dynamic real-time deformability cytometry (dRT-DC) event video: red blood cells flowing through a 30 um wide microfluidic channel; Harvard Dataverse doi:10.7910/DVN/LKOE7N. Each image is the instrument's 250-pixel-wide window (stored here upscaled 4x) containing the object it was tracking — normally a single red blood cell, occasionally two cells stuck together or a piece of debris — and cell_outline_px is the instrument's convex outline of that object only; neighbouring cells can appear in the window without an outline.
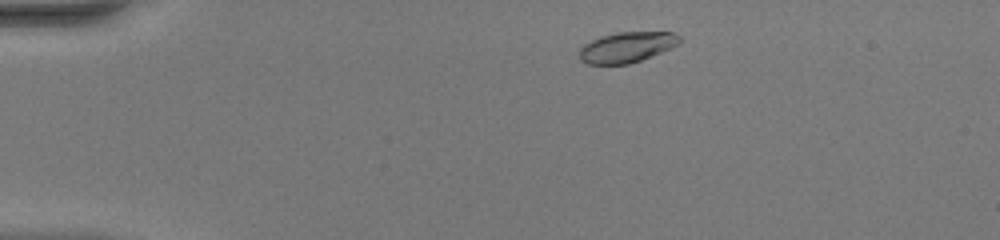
{"species": "common noctule bat (a hibernating species)", "species_latin": "Nyctalus noctula", "temperature_condition": "warm", "stored_images_in_passage": 44, "camera_frame_rate_fps": 3000, "um_per_image_px": 0.085, "animal": {"sex": "female", "body_mass_g": 20.0, "forearm_length_mm": 54.0}, "frame": {"image": 1, "passage_image": 4, "time_ms": 1.0, "image_size_px": [1000, 240], "cell_outline_px": [[680, 44], [640, 60], [628, 64], [588, 64], [580, 60], [580, 48], [584, 44], [600, 36], [620, 32], [672, 32], [680, 36]], "centroid_in_image_um": [53.27, 4.01], "position_along_channel_um": 31.7, "area_um2": 17.63}}
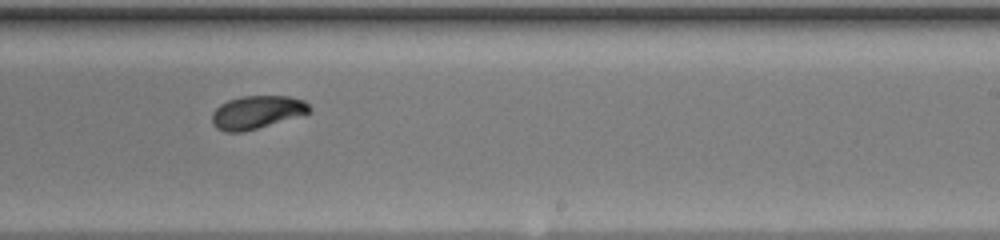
{"frame": {"image": 2, "passage_image": 26, "time_ms": 8.333, "image_size_px": [1000, 240], "cell_outline_px": [[312, 108], [308, 112], [244, 132], [224, 132], [216, 128], [212, 124], [212, 112], [220, 104], [228, 100], [240, 96], [288, 96], [304, 100]], "centroid_in_image_um": [21.76, 9.53], "position_along_channel_um": 267.2, "area_um2": 18.55}}
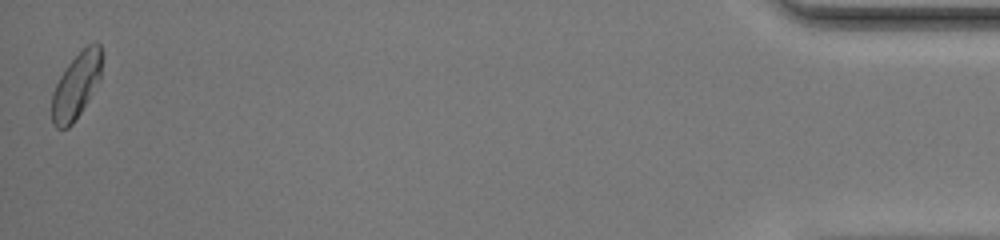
{"frame": {"image": 3, "passage_image": 44, "time_ms": 14.333, "image_size_px": [1000, 240], "cell_outline_px": [[100, 80], [88, 100], [72, 124], [68, 128], [56, 128], [52, 124], [52, 92], [60, 76], [68, 64], [88, 44], [96, 40], [100, 44]], "centroid_in_image_um": [6.46, 7.3], "position_along_channel_um": 428.7, "area_um2": 18.79}, "authors_computed_cell_mechanics": {"area_um2": 18.785, "velocity_mm_per_s": 4.1272, "shape_relaxation_time_tau1_ms": 3.9907, "shape_relaxation_time_tau2_ms": 2.2719, "deformation_change_tau1": 0.131, "deformation_change_tau2": 0.0472}}